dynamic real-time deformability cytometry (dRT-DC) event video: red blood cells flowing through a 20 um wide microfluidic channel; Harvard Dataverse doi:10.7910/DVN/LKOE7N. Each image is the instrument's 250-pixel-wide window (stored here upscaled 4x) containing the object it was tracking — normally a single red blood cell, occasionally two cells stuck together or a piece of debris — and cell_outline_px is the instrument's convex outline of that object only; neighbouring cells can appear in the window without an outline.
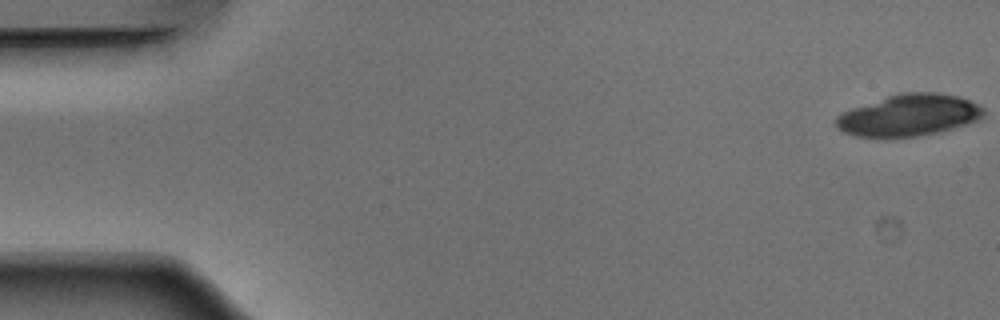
{"species": "Egyptian fruit bat (a non-hibernating species)", "species_latin": "Rousettus aegyptiacus", "temperature_condition": "warm", "stored_images_in_passage": 23, "camera_frame_rate_fps": 3000, "um_per_image_px": 0.085, "animal": {"sex": "male"}, "frame": {"image": 1, "passage_image": 1, "time_ms": 0.0, "image_size_px": [1000, 320], "cell_outline_px": [[984, 116], [980, 120], [968, 124], [940, 132], [892, 140], [856, 136], [844, 132], [836, 128], [836, 116], [852, 108], [900, 92], [936, 92], [956, 96], [968, 100], [984, 108]], "centroid_in_image_um": [77.25, 9.83], "position_along_channel_um": 7.8, "area_um2": 36.41}}